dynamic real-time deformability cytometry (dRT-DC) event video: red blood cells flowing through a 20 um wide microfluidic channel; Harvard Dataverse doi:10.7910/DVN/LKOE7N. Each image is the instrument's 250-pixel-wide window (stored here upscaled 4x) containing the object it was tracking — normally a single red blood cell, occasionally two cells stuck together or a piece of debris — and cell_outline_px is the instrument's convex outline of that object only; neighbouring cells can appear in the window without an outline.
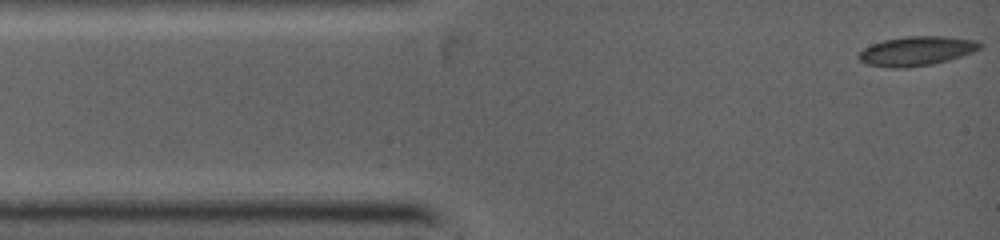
{"species": "common noctule bat (a hibernating species)", "species_latin": "Nyctalus noctula", "temperature_condition": "warm", "stored_images_in_passage": 32, "camera_frame_rate_fps": 5000, "um_per_image_px": 0.085, "animal": {"sex": "female", "body_mass_g": 19.0, "forearm_length_mm": 53.3}, "frame": {"image": 1, "passage_image": 1, "time_ms": 0.0, "image_size_px": [1000, 240], "cell_outline_px": [[980, 48], [972, 52], [948, 60], [932, 64], [908, 68], [892, 68], [864, 64], [856, 56], [864, 48], [872, 44], [884, 40], [904, 36], [944, 36], [976, 40], [980, 44]], "centroid_in_image_um": [77.85, 4.34], "position_along_channel_um": 7.1, "area_um2": 20.69}}
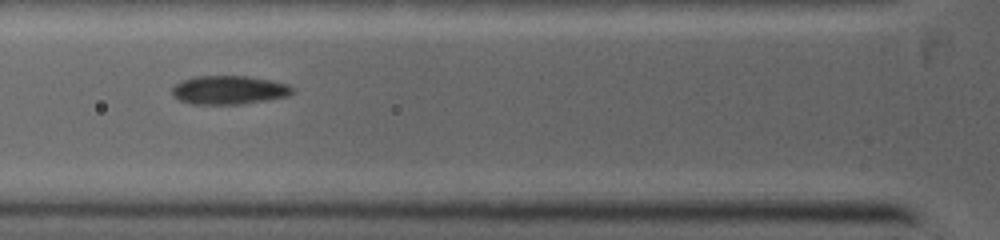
{"frame": {"image": 2, "passage_image": 19, "time_ms": 3.4, "image_size_px": [1000, 240], "cell_outline_px": [[296, 88], [288, 96], [244, 104], [188, 104], [172, 96], [172, 88], [176, 84], [184, 80], [196, 76], [248, 76], [272, 80], [288, 84]], "centroid_in_image_um": [19.48, 7.65], "position_along_channel_um": 106.3, "area_um2": 20.23}}
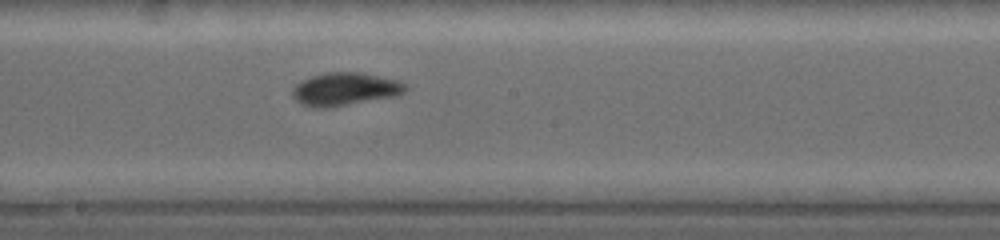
{"frame": {"image": 3, "passage_image": 32, "time_ms": 5.8, "image_size_px": [1000, 240], "cell_outline_px": [[408, 88], [404, 92], [396, 96], [348, 104], [304, 104], [296, 100], [292, 96], [292, 88], [296, 84], [312, 76], [328, 72], [360, 72], [400, 80], [408, 84]], "centroid_in_image_um": [29.43, 7.51], "position_along_channel_um": 218.8, "area_um2": 20.87}}